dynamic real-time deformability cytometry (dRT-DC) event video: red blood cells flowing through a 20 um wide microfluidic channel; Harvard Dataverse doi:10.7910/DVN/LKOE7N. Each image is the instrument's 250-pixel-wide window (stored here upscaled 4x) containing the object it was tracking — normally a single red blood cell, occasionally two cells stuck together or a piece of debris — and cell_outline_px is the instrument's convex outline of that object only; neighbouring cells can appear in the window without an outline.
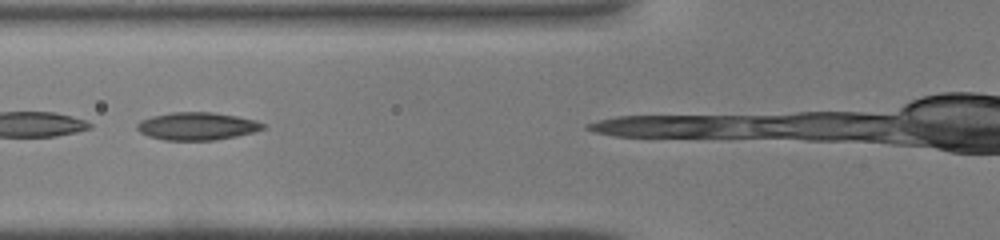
{"species": "common noctule bat (a hibernating species)", "species_latin": "Nyctalus noctula", "temperature_condition": "warm", "stored_images_in_passage": 7, "camera_frame_rate_fps": 3000, "um_per_image_px": 0.085, "animal": {"sex": "male", "body_mass_g": 19.0, "forearm_length_mm": 50.8}, "frame": {"image": 1, "passage_image": 5, "time_ms": 1.333, "image_size_px": [1000, 240], "cell_outline_px": [[264, 128], [252, 132], [236, 136], [216, 140], [164, 140], [148, 136], [140, 132], [136, 128], [136, 124], [140, 120], [152, 116], [172, 112], [212, 112], [236, 116], [256, 120], [264, 124]], "centroid_in_image_um": [16.71, 10.72], "position_along_channel_um": 109.1, "area_um2": 20.29}}